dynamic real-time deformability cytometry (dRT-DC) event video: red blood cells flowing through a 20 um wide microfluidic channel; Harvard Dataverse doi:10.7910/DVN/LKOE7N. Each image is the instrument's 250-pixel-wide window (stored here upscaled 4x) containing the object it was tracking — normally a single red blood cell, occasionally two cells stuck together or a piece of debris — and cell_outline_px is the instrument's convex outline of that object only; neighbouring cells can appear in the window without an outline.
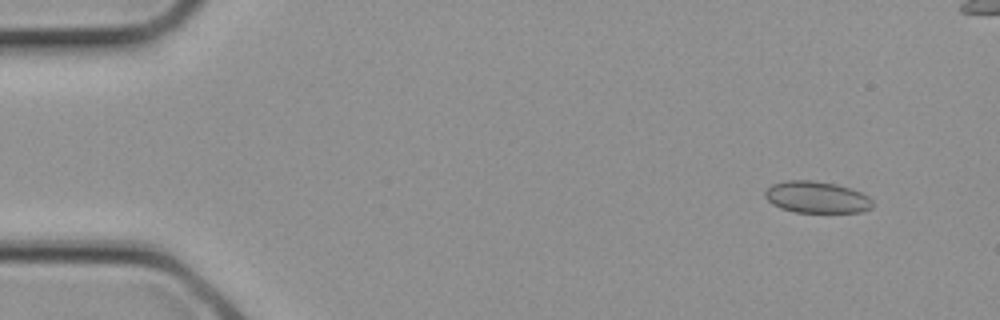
{"species": "common noctule bat (a hibernating species)", "species_latin": "Nyctalus noctula", "temperature_condition": "cold", "stored_images_in_passage": 3, "camera_frame_rate_fps": 3000, "um_per_image_px": 0.085, "animal": {"sex": "female", "body_mass_g": 21.9}, "frame": {"image": 1, "passage_image": 1, "time_ms": 0.0, "image_size_px": [1000, 320], "cell_outline_px": [[872, 208], [860, 212], [796, 212], [780, 208], [772, 204], [764, 196], [764, 192], [772, 184], [788, 180], [812, 180], [836, 184], [852, 188], [868, 196], [872, 200]], "centroid_in_image_um": [69.41, 16.76], "position_along_channel_um": 15.6, "area_um2": 19.88}}
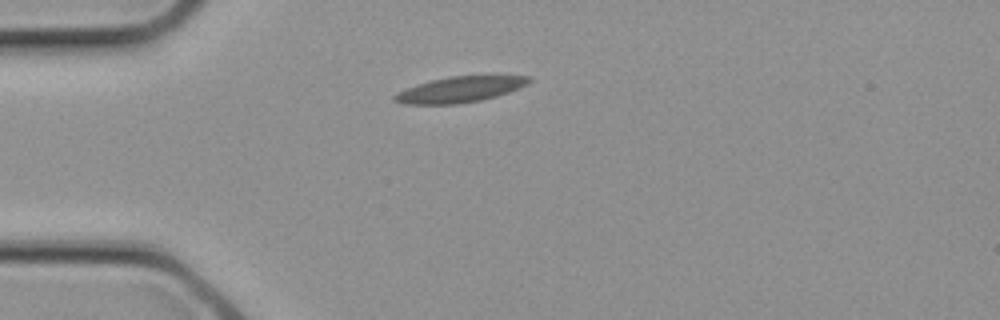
{"frame": {"image": 2, "passage_image": 3, "time_ms": 0.667, "image_size_px": [1000, 320], "cell_outline_px": [[532, 80], [528, 84], [508, 92], [496, 96], [480, 100], [460, 104], [404, 104], [392, 100], [392, 96], [396, 92], [432, 80], [448, 76], [492, 72], [496, 72], [532, 76]], "centroid_in_image_um": [39.24, 7.54], "position_along_channel_um": 45.8, "area_um2": 21.27}}